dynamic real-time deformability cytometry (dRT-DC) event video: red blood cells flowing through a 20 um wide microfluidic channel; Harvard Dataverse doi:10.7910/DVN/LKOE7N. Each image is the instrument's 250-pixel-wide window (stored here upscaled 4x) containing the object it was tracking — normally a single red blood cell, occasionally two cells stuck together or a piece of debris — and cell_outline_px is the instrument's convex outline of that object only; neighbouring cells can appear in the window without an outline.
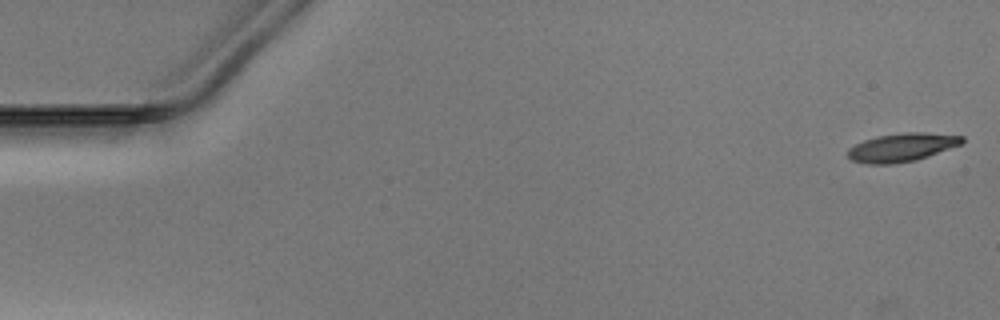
{"species": "Egyptian fruit bat (a non-hibernating species)", "species_latin": "Rousettus aegyptiacus", "temperature_condition": "warm", "stored_images_in_passage": 50, "camera_frame_rate_fps": 3000, "um_per_image_px": 0.085, "animal": {"sex": "male"}, "frame": {"image": 1, "passage_image": 1, "time_ms": 0.0, "image_size_px": [1000, 320], "cell_outline_px": [[964, 140], [960, 144], [928, 156], [916, 160], [892, 164], [868, 164], [852, 160], [848, 156], [848, 148], [864, 140], [876, 136], [904, 132], [924, 132], [964, 136]], "centroid_in_image_um": [76.64, 12.52], "position_along_channel_um": 8.4, "area_um2": 18.79}}
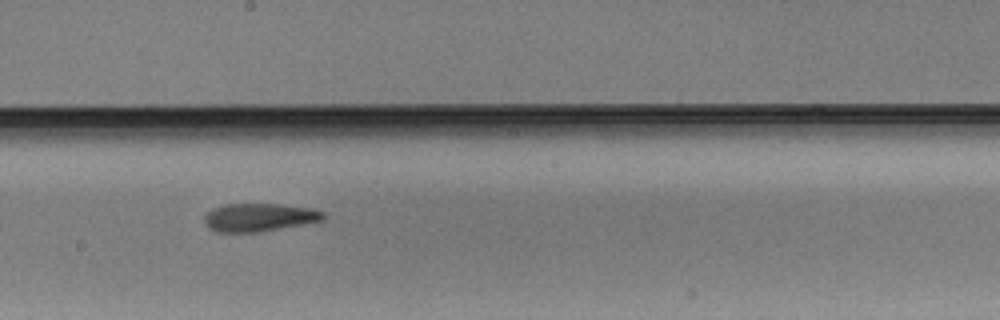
{"frame": {"image": 2, "passage_image": 28, "time_ms": 9.0, "image_size_px": [1000, 320], "cell_outline_px": [[328, 216], [324, 220], [260, 232], [216, 232], [208, 228], [204, 224], [204, 216], [212, 208], [224, 204], [280, 204], [308, 208], [324, 212]], "centroid_in_image_um": [22.01, 18.48], "position_along_channel_um": 226.2, "area_um2": 19.59}}
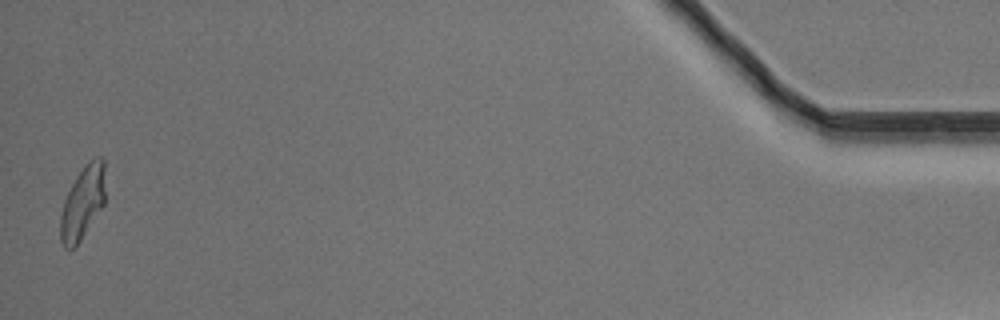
{"frame": {"image": 3, "passage_image": 50, "time_ms": 16.333, "image_size_px": [1000, 320], "cell_outline_px": [[104, 204], [80, 240], [72, 248], [64, 248], [60, 240], [60, 216], [64, 200], [76, 176], [84, 164], [92, 156], [100, 156], [104, 160]], "centroid_in_image_um": [7.02, 17.17], "position_along_channel_um": 428.2, "area_um2": 19.02}}